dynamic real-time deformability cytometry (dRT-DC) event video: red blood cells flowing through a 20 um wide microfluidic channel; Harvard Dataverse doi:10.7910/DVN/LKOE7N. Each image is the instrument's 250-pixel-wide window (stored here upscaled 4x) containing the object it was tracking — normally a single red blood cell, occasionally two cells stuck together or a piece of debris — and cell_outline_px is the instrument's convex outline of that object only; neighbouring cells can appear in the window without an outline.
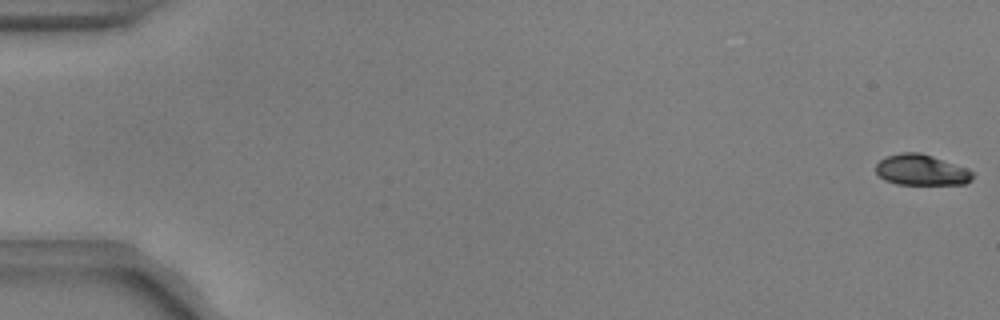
{"species": "common noctule bat (a hibernating species)", "species_latin": "Nyctalus noctula", "temperature_condition": "warm", "stored_images_in_passage": 55, "camera_frame_rate_fps": 3000, "um_per_image_px": 0.085, "animal": {"sex": "male", "body_mass_g": 17.9, "forearm_length_mm": 54.2}, "frame": {"image": 1, "passage_image": 1, "time_ms": 0.0, "image_size_px": [1000, 320], "cell_outline_px": [[972, 180], [964, 184], [896, 184], [884, 180], [876, 172], [876, 164], [880, 160], [888, 156], [900, 152], [920, 152], [932, 156], [964, 168], [972, 172]], "centroid_in_image_um": [78.27, 14.45], "position_along_channel_um": 6.7, "area_um2": 17.11}}
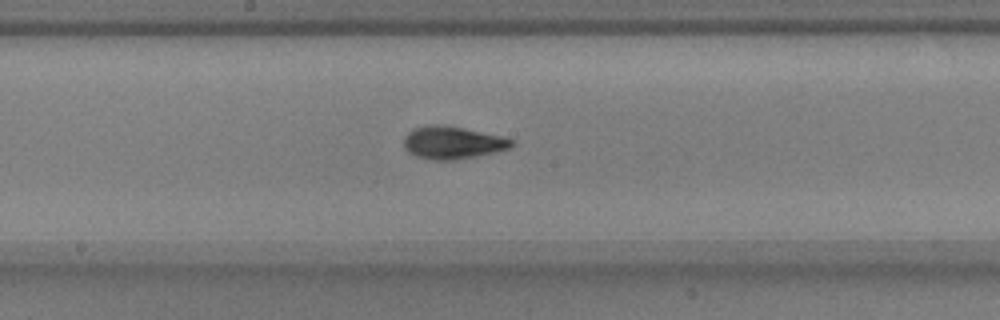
{"frame": {"image": 2, "passage_image": 30, "time_ms": 9.667, "image_size_px": [1000, 320], "cell_outline_px": [[516, 144], [512, 148], [496, 152], [456, 160], [432, 160], [416, 156], [408, 152], [404, 148], [404, 136], [412, 128], [428, 124], [440, 124], [464, 128], [504, 136], [516, 140]], "centroid_in_image_um": [38.51, 12.11], "position_along_channel_um": 209.7, "area_um2": 20.98}}
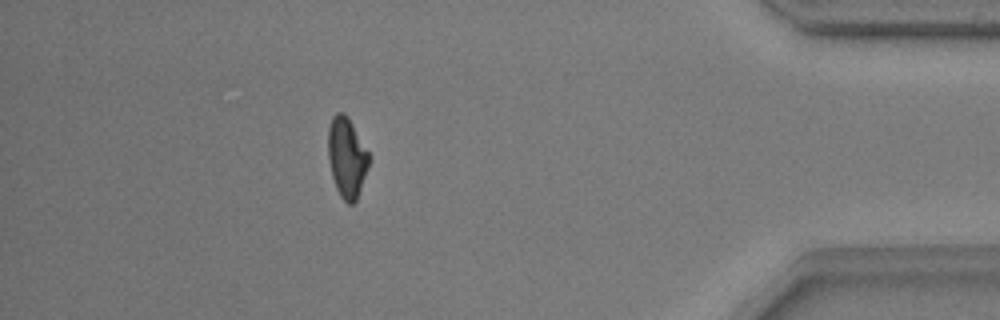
{"frame": {"image": 3, "passage_image": 49, "time_ms": 16.0, "image_size_px": [1000, 320], "cell_outline_px": [[368, 168], [356, 200], [352, 204], [348, 204], [340, 196], [336, 188], [332, 176], [328, 160], [328, 128], [332, 116], [336, 112], [344, 112], [352, 124], [368, 152]], "centroid_in_image_um": [29.45, 13.38], "position_along_channel_um": 405.8, "area_um2": 18.84}, "authors_computed_cell_mechanics": {"area_um2": 19.074, "velocity_mm_per_s": 3.7613, "shape_relaxation_time_tau1_ms": 3.0923, "shape_relaxation_time_tau2_ms": 1.1826, "deformation_change_tau1": 0.1621, "deformation_change_tau2": 0.0628}}